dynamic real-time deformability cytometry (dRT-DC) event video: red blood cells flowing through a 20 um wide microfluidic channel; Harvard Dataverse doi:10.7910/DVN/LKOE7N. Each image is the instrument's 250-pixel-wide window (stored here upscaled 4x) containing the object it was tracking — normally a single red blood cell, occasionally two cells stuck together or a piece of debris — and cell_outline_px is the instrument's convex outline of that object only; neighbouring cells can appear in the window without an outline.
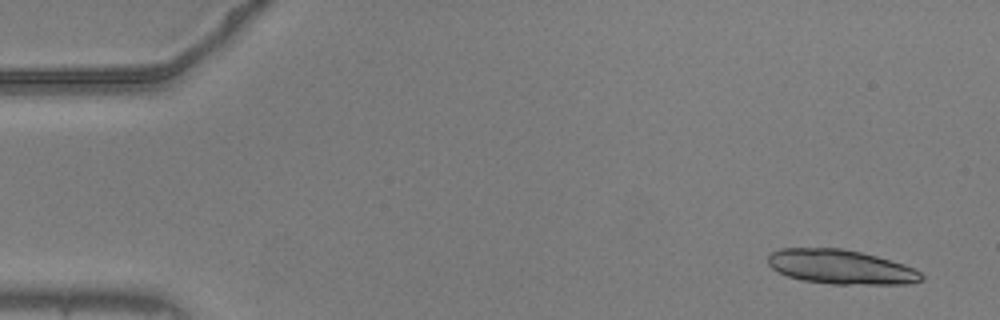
{"species": "common noctule bat (a hibernating species)", "species_latin": "Nyctalus noctula", "temperature_condition": "warm", "stored_images_in_passage": 21, "camera_frame_rate_fps": 3000, "um_per_image_px": 0.085, "animal": {"sex": "male", "body_mass_g": 20.5, "forearm_length_mm": 52.5}, "frame": {"image": 1, "passage_image": 3, "time_ms": 0.667, "image_size_px": [1000, 320], "cell_outline_px": [[924, 280], [908, 284], [832, 284], [804, 280], [788, 276], [772, 268], [768, 264], [768, 256], [772, 252], [780, 248], [844, 248], [876, 256], [904, 264], [920, 272], [924, 276]], "centroid_in_image_um": [71.48, 22.69], "position_along_channel_um": 13.5, "area_um2": 30.63}}